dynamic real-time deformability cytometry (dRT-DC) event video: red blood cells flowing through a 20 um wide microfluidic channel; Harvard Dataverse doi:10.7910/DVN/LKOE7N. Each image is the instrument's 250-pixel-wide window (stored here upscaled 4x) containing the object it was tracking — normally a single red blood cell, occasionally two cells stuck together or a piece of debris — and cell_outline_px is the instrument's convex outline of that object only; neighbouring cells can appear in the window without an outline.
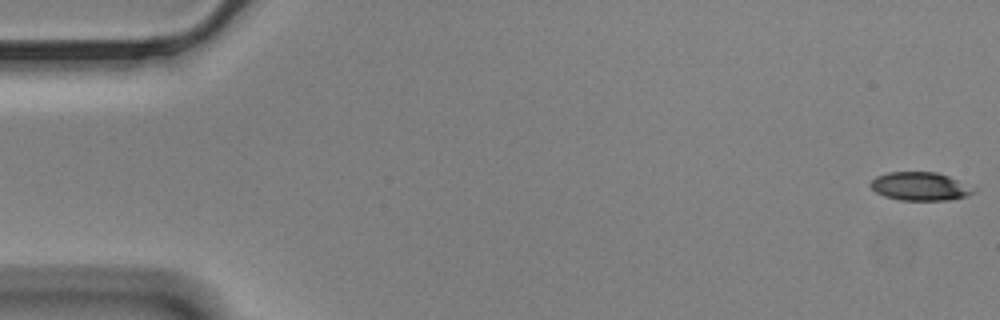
{"species": "Egyptian fruit bat (a non-hibernating species)", "species_latin": "Rousettus aegyptiacus", "temperature_condition": "cold", "stored_images_in_passage": 55, "camera_frame_rate_fps": 3000, "um_per_image_px": 0.085, "animal": {"sex": "male"}, "frame": {"image": 1, "passage_image": 1, "time_ms": 0.0, "image_size_px": [1000, 320], "cell_outline_px": [[976, 192], [968, 196], [948, 200], [900, 200], [884, 196], [876, 192], [868, 184], [876, 176], [888, 172], [936, 172], [948, 176], [976, 188]], "centroid_in_image_um": [78.21, 15.84], "position_along_channel_um": 6.8, "area_um2": 17.11}}
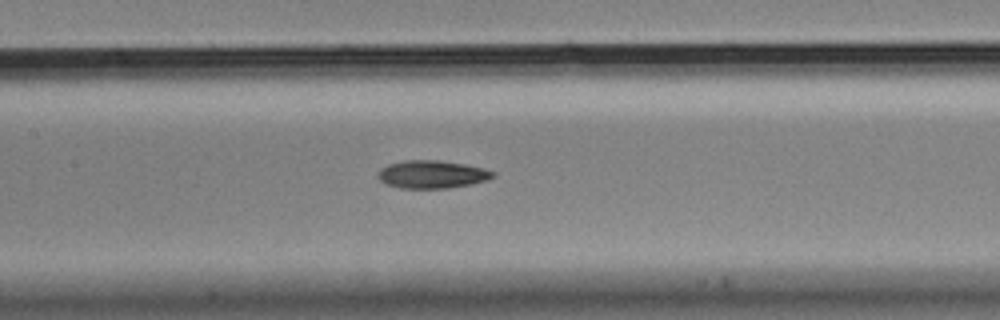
{"frame": {"image": 2, "passage_image": 27, "time_ms": 8.667, "image_size_px": [1000, 320], "cell_outline_px": [[496, 176], [488, 180], [472, 184], [448, 188], [400, 188], [384, 184], [376, 176], [376, 172], [380, 168], [388, 164], [404, 160], [440, 160], [464, 164], [484, 168], [496, 172]], "centroid_in_image_um": [36.7, 14.82], "position_along_channel_um": 170.7, "area_um2": 19.02}}
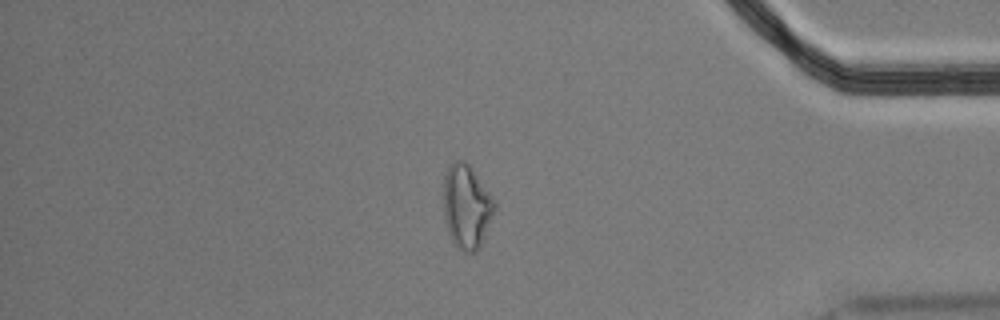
{"frame": {"image": 3, "passage_image": 49, "time_ms": 16.0, "image_size_px": [1000, 320], "cell_outline_px": [[496, 208], [480, 248], [472, 252], [464, 252], [456, 248], [452, 244], [448, 232], [444, 216], [444, 176], [448, 164], [456, 160], [464, 160], [468, 164], [496, 200]], "centroid_in_image_um": [39.66, 17.57], "position_along_channel_um": 395.5, "area_um2": 25.26}, "authors_computed_cell_mechanics": {"area_um2": 18.2648, "velocity_mm_per_s": 3.4783, "shape_relaxation_time_tau1_ms": 7.1175, "shape_relaxation_time_tau2_ms": 4.0656, "deformation_change_tau1": 0.1772, "deformation_change_tau2": 0.1137}}